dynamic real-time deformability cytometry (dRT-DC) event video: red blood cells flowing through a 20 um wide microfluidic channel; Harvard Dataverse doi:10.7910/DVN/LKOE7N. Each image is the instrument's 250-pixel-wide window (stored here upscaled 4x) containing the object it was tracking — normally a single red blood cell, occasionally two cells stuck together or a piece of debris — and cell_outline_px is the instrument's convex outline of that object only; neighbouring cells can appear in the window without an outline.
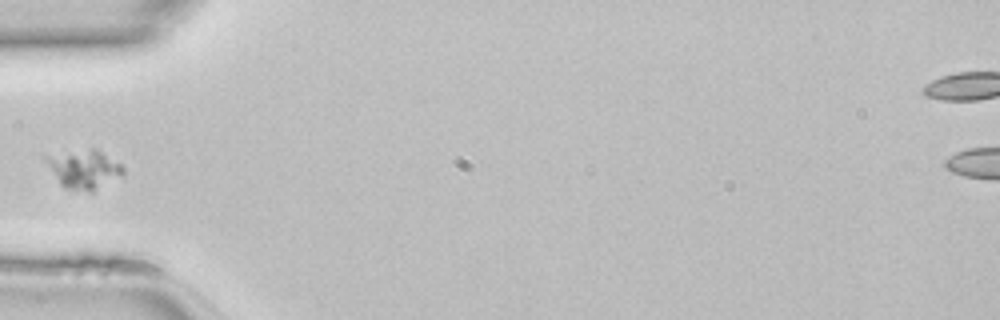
{"species": "common noctule bat (a hibernating species)", "species_latin": "Nyctalus noctula", "temperature_condition": "room temperature", "stored_images_in_passage": 33, "camera_frame_rate_fps": 3000, "um_per_image_px": 0.085, "animal": {"sex": "female", "body_mass_g": 22.7, "forearm_length_mm": 54.2}, "frame": {"image": 1, "passage_image": 1, "time_ms": 0.0, "image_size_px": [1000, 320], "cell_outline_px": [[124, 176], [92, 192], [88, 192], [64, 188], [60, 184], [44, 160], [44, 156], [92, 148], [96, 148], [120, 164], [124, 168]], "centroid_in_image_um": [7.17, 14.4], "position_along_channel_um": 77.8, "area_um2": 17.46}}
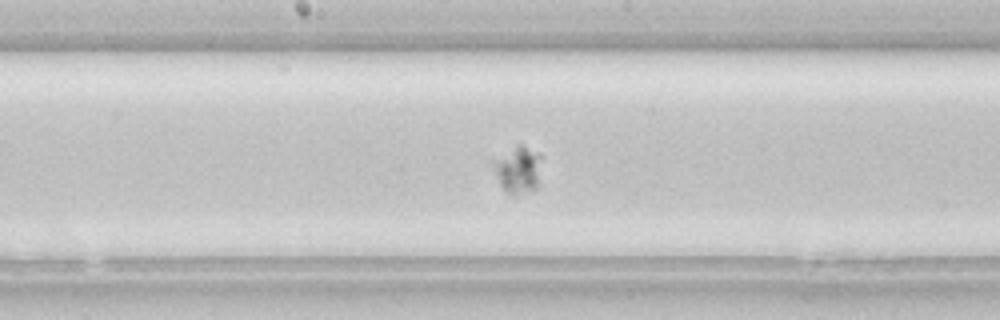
{"frame": {"image": 2, "passage_image": 10, "time_ms": 3.0, "image_size_px": [1000, 320], "cell_outline_px": [[540, 156], [536, 188], [532, 192], [516, 196], [508, 192], [500, 184], [492, 168], [492, 160], [520, 144]], "centroid_in_image_um": [43.98, 14.47], "position_along_channel_um": 204.2, "area_um2": 12.72}}
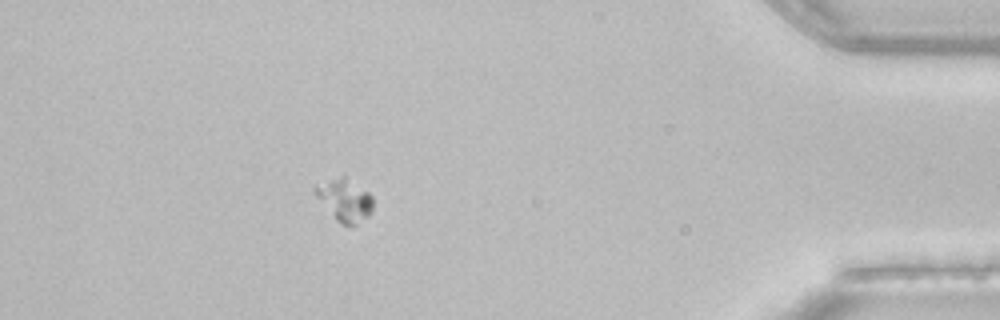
{"frame": {"image": 3, "passage_image": 28, "time_ms": 9.0, "image_size_px": [1000, 320], "cell_outline_px": [[372, 212], [368, 216], [356, 224], [340, 224], [336, 220], [316, 196], [312, 188], [332, 180], [344, 176], [368, 192], [372, 196]], "centroid_in_image_um": [29.32, 17.03], "position_along_channel_um": 405.9, "area_um2": 13.64}}